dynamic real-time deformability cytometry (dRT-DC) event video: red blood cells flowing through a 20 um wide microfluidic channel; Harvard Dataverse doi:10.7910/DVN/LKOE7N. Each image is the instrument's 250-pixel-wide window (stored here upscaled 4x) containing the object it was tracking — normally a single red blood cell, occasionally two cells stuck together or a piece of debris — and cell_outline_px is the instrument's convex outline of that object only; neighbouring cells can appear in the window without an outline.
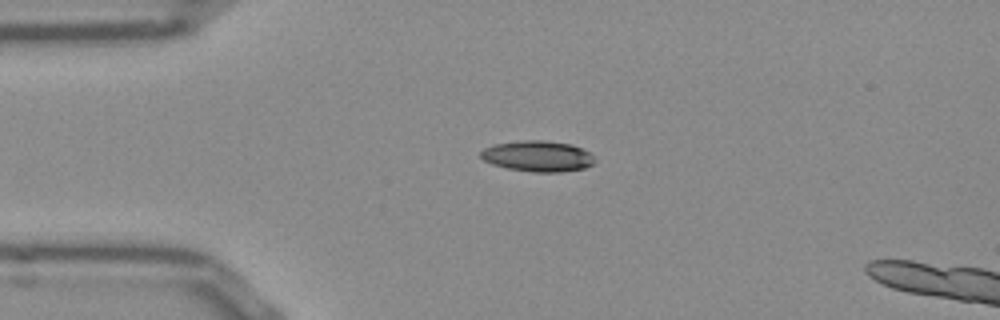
{"species": "Egyptian fruit bat (a non-hibernating species)", "species_latin": "Rousettus aegyptiacus", "temperature_condition": "room temperature", "stored_images_in_passage": 4, "camera_frame_rate_fps": 3000, "um_per_image_px": 0.085, "frame": {"image": 1, "passage_image": 1, "time_ms": 0.0, "image_size_px": [1000, 320], "cell_outline_px": [[596, 160], [592, 164], [584, 168], [560, 172], [532, 172], [508, 168], [492, 164], [484, 160], [480, 156], [480, 152], [484, 148], [496, 144], [520, 140], [544, 140], [572, 144], [588, 152]], "centroid_in_image_um": [45.7, 13.27], "position_along_channel_um": 39.3, "area_um2": 20.4}}